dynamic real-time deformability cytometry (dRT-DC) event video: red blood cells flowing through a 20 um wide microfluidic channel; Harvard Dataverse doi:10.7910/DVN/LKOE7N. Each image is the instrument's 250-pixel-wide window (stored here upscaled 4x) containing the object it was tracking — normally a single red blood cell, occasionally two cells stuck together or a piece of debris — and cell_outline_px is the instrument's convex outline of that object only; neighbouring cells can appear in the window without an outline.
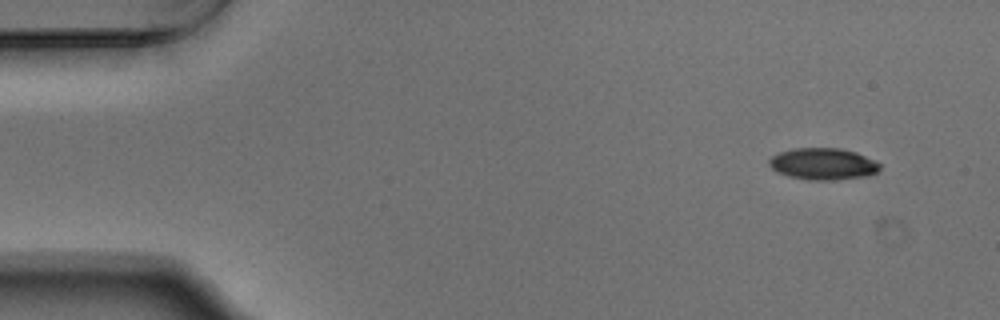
{"species": "Egyptian fruit bat (a non-hibernating species)", "species_latin": "Rousettus aegyptiacus", "temperature_condition": "warm", "stored_images_in_passage": 50, "camera_frame_rate_fps": 3000, "um_per_image_px": 0.085, "animal": {"sex": "male"}, "frame": {"image": 1, "passage_image": 1, "time_ms": 0.0, "image_size_px": [1000, 320], "cell_outline_px": [[880, 168], [876, 172], [868, 176], [836, 180], [808, 180], [788, 176], [776, 172], [768, 164], [768, 160], [772, 156], [780, 152], [792, 148], [840, 148], [856, 152], [880, 164]], "centroid_in_image_um": [69.92, 13.94], "position_along_channel_um": 15.1, "area_um2": 20.52}}
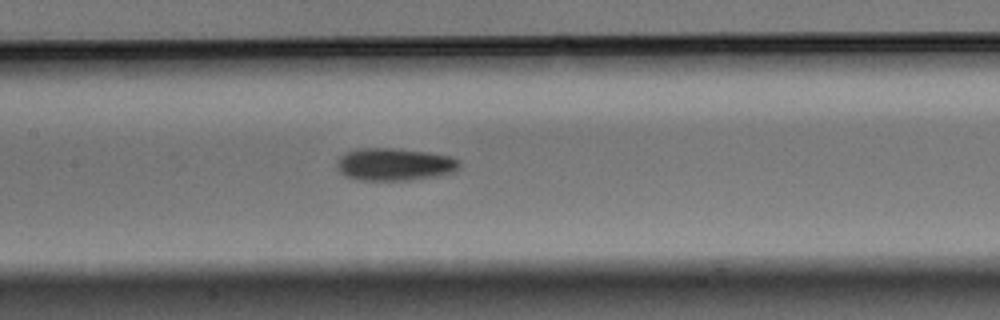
{"frame": {"image": 2, "passage_image": 22, "time_ms": 7.0, "image_size_px": [1000, 320], "cell_outline_px": [[460, 168], [456, 172], [440, 176], [408, 180], [356, 180], [344, 176], [336, 168], [336, 160], [340, 156], [348, 152], [364, 148], [392, 148], [428, 152], [452, 156], [460, 160]], "centroid_in_image_um": [33.57, 13.98], "position_along_channel_um": 173.8, "area_um2": 23.58}}
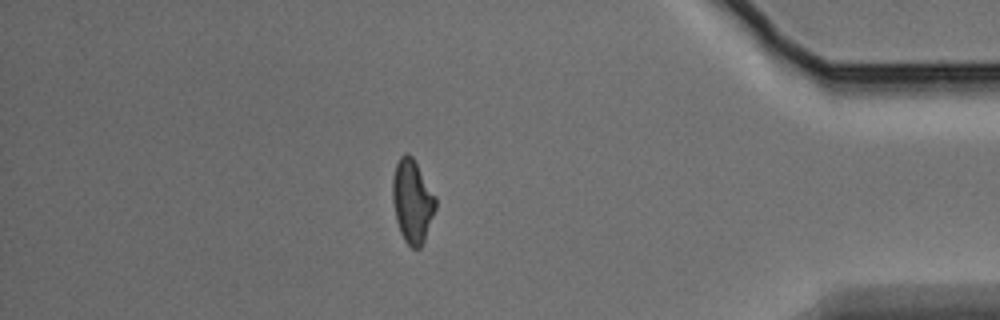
{"frame": {"image": 3, "passage_image": 43, "time_ms": 14.0, "image_size_px": [1000, 320], "cell_outline_px": [[436, 208], [424, 240], [420, 248], [412, 248], [404, 240], [400, 232], [396, 220], [392, 200], [392, 180], [396, 164], [400, 156], [404, 152], [408, 152], [412, 156], [436, 196]], "centroid_in_image_um": [35.04, 17.08], "position_along_channel_um": 400.2, "area_um2": 20.92}, "authors_computed_cell_mechanics": {"area_um2": 21.3282, "velocity_mm_per_s": 3.765, "shape_relaxation_time_tau1_ms": 3.7522, "shape_relaxation_time_tau2_ms": 5.656, "deformation_change_tau1": 0.1599, "deformation_change_tau2": 0.1343}}